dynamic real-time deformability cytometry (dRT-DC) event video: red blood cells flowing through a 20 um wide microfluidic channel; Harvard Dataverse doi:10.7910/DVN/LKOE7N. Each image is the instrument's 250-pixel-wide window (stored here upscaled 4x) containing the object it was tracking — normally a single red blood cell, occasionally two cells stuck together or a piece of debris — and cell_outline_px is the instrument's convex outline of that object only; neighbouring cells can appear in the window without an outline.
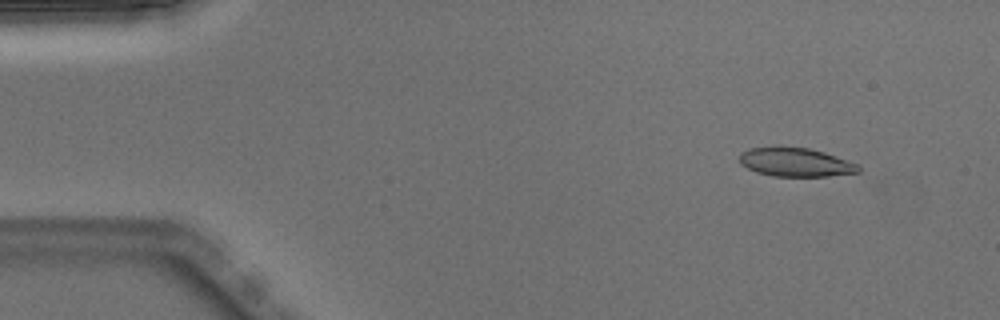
{"species": "Egyptian fruit bat (a non-hibernating species)", "species_latin": "Rousettus aegyptiacus", "temperature_condition": "warm", "stored_images_in_passage": 48, "camera_frame_rate_fps": 3000, "um_per_image_px": 0.085, "animal": {"sex": "male"}, "frame": {"image": 1, "passage_image": 3, "time_ms": 0.667, "image_size_px": [1000, 320], "cell_outline_px": [[860, 172], [828, 176], [772, 176], [756, 172], [740, 164], [740, 152], [748, 148], [808, 148], [824, 152], [856, 164], [860, 168]], "centroid_in_image_um": [67.6, 13.81], "position_along_channel_um": 17.4, "area_um2": 19.48}}
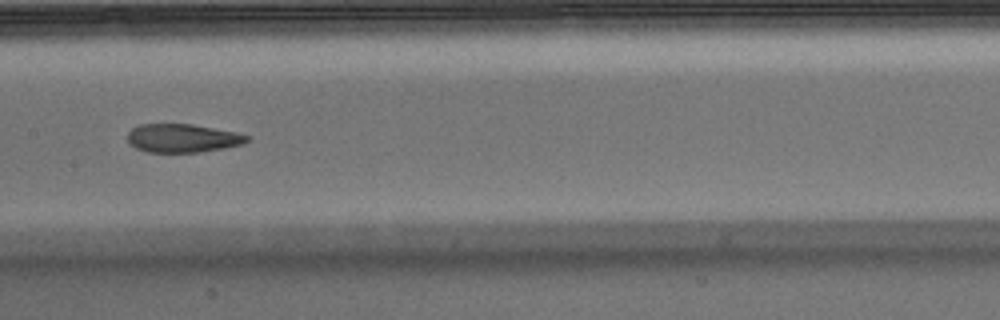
{"frame": {"image": 2, "passage_image": 23, "time_ms": 7.333, "image_size_px": [1000, 320], "cell_outline_px": [[248, 140], [240, 144], [224, 148], [200, 152], [148, 152], [136, 148], [128, 140], [128, 132], [132, 128], [140, 124], [192, 124], [236, 132], [248, 136]], "centroid_in_image_um": [15.49, 11.74], "position_along_channel_um": 191.9, "area_um2": 19.59}}
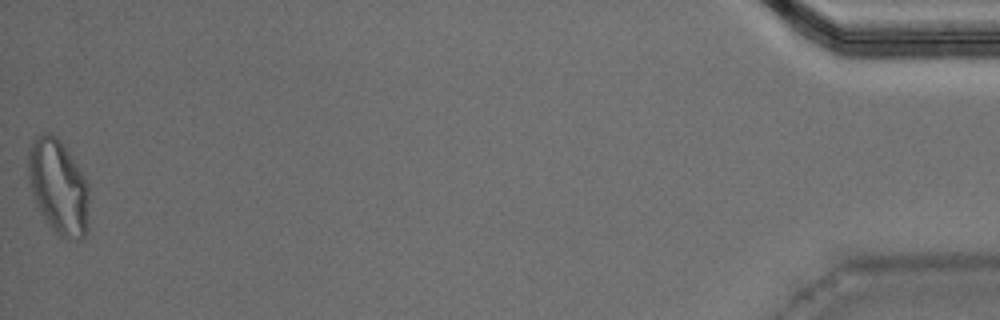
{"frame": {"image": 3, "passage_image": 48, "time_ms": 15.667, "image_size_px": [1000, 320], "cell_outline_px": [[88, 228], [84, 236], [80, 240], [60, 236], [48, 224], [40, 212], [36, 204], [28, 184], [28, 152], [32, 140], [36, 136], [48, 132], [56, 136], [60, 140], [84, 176], [88, 184]], "centroid_in_image_um": [4.94, 15.88], "position_along_channel_um": 430.3, "area_um2": 33.58}, "authors_computed_cell_mechanics": {"area_um2": 21.2126, "velocity_mm_per_s": 4.016, "shape_relaxation_time_tau1_ms": 6.7079, "shape_relaxation_time_tau2_ms": 1.7668, "deformation_change_tau1": 0.1985, "deformation_change_tau2": 0.0841}}